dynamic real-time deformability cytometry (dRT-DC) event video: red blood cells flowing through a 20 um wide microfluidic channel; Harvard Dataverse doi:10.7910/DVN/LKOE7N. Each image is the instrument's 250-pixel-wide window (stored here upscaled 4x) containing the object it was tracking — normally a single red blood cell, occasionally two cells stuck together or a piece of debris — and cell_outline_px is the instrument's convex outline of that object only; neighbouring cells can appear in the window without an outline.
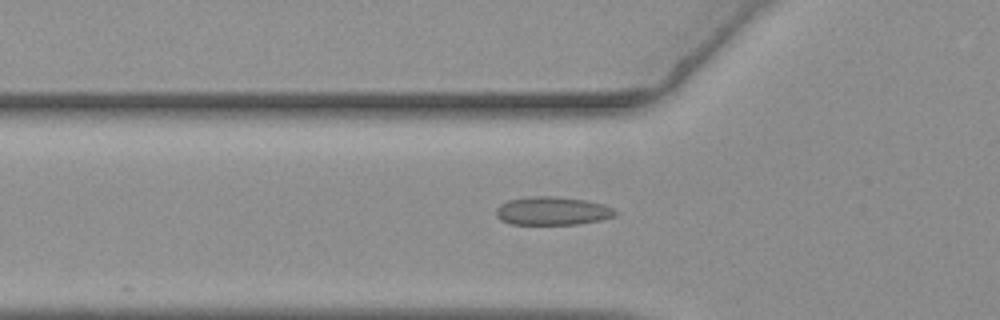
{"species": "common noctule bat (a hibernating species)", "species_latin": "Nyctalus noctula", "temperature_condition": "warm", "stored_images_in_passage": 11, "camera_frame_rate_fps": 3000, "um_per_image_px": 0.085, "animal": {"sex": "female", "body_mass_g": 19.3, "forearm_length_mm": 54.1}, "frame": {"image": 1, "passage_image": 9, "time_ms": 2.667, "image_size_px": [1000, 320], "cell_outline_px": [[616, 216], [600, 220], [580, 224], [508, 224], [500, 220], [496, 216], [496, 208], [500, 204], [508, 200], [532, 196], [552, 196], [588, 200], [604, 204], [616, 208]], "centroid_in_image_um": [46.97, 17.93], "position_along_channel_um": 78.8, "area_um2": 19.94}}